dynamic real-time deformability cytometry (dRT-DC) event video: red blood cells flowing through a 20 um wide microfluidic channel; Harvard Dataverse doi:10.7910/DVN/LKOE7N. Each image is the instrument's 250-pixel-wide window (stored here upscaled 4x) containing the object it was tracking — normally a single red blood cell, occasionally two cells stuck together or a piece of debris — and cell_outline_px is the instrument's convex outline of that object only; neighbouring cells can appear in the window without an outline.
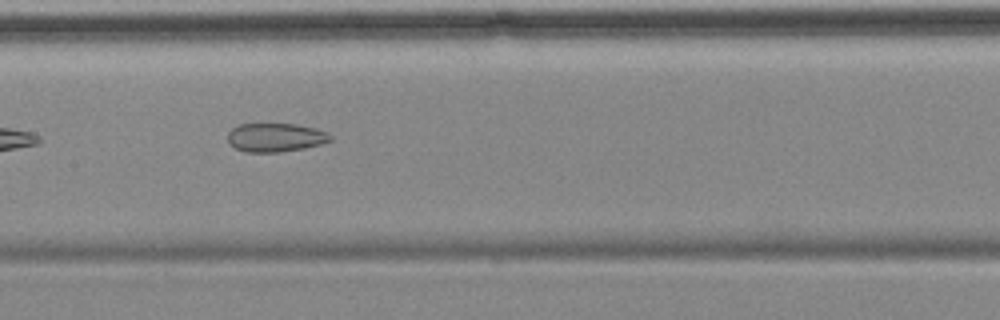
{"species": "common noctule bat (a hibernating species)", "species_latin": "Nyctalus noctula", "temperature_condition": "cold", "stored_images_in_passage": 7, "camera_frame_rate_fps": 3000, "um_per_image_px": 0.085, "animal": {"sex": "female", "body_mass_g": 18.4}, "frame": {"image": 1, "passage_image": 4, "time_ms": 3.333, "image_size_px": [1000, 320], "cell_outline_px": [[332, 140], [320, 144], [304, 148], [280, 152], [244, 152], [228, 144], [228, 132], [232, 128], [240, 124], [296, 124], [316, 128], [328, 132], [332, 136]], "centroid_in_image_um": [23.42, 11.68], "position_along_channel_um": 184.0, "area_um2": 17.28}}
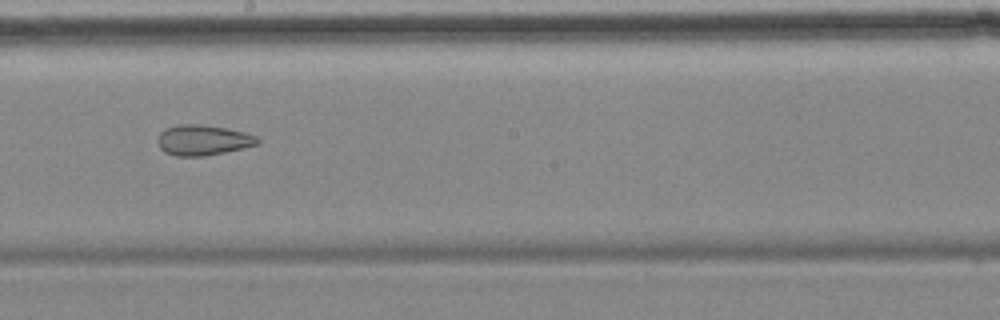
{"frame": {"image": 2, "passage_image": 5, "time_ms": 4.667, "image_size_px": [1000, 320], "cell_outline_px": [[260, 144], [224, 152], [204, 156], [176, 156], [164, 152], [160, 148], [156, 140], [160, 132], [164, 128], [180, 124], [200, 124], [228, 128], [244, 132], [256, 136], [260, 140]], "centroid_in_image_um": [17.23, 11.9], "position_along_channel_um": 231.0, "area_um2": 17.86}}
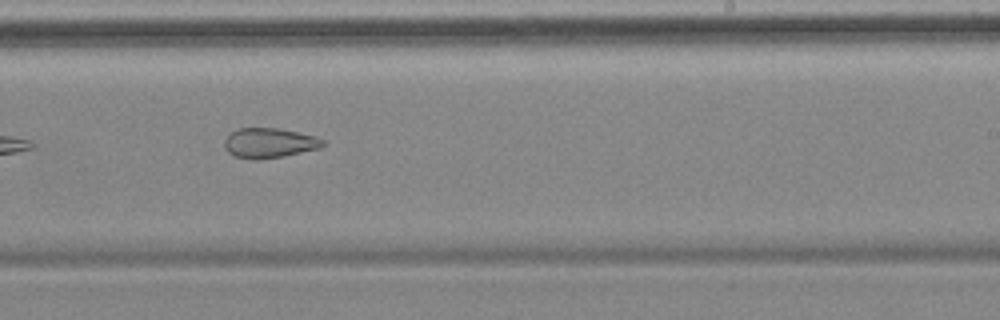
{"frame": {"image": 3, "passage_image": 6, "time_ms": 5.667, "image_size_px": [1000, 320], "cell_outline_px": [[324, 144], [320, 148], [284, 156], [236, 156], [228, 152], [224, 148], [224, 140], [236, 128], [276, 128], [316, 136], [324, 140]], "centroid_in_image_um": [22.92, 12.1], "position_along_channel_um": 266.1, "area_um2": 16.36}}